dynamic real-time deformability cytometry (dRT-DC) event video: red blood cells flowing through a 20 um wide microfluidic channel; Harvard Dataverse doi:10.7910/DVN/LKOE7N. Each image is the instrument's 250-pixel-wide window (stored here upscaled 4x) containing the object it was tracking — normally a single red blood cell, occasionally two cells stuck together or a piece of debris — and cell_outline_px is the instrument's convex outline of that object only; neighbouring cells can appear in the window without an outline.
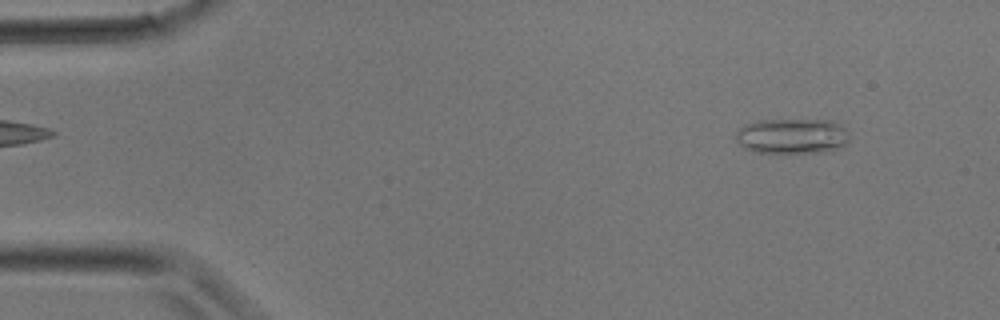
{"species": "common noctule bat (a hibernating species)", "species_latin": "Nyctalus noctula", "temperature_condition": "room temperature", "stored_images_in_passage": 32, "camera_frame_rate_fps": 3000, "um_per_image_px": 0.085, "animal": {"sex": "male", "body_mass_g": 17.9}, "frame": {"image": 1, "passage_image": 3, "time_ms": 0.667, "image_size_px": [1000, 320], "cell_outline_px": [[848, 140], [840, 148], [820, 152], [756, 152], [744, 148], [736, 140], [736, 132], [744, 124], [760, 120], [832, 120], [840, 124], [848, 132]], "centroid_in_image_um": [67.32, 11.55], "position_along_channel_um": 17.7, "area_um2": 23.24}}
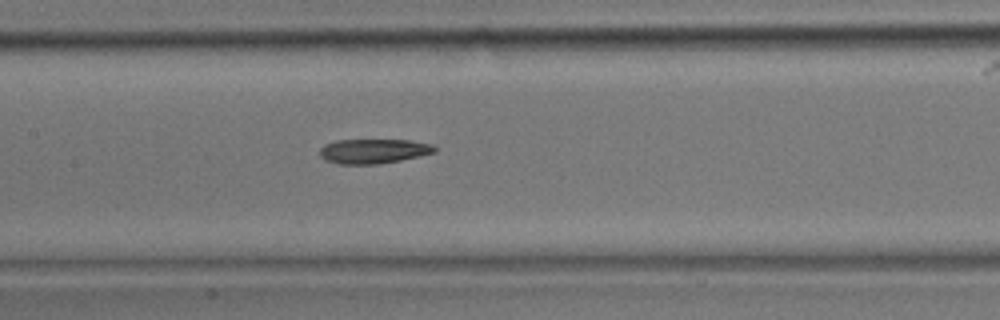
{"frame": {"image": 2, "passage_image": 15, "time_ms": 4.667, "image_size_px": [1000, 320], "cell_outline_px": [[436, 152], [420, 156], [380, 164], [336, 164], [324, 160], [320, 156], [320, 148], [324, 144], [336, 140], [408, 140], [432, 144], [436, 148]], "centroid_in_image_um": [31.72, 12.85], "position_along_channel_um": 175.7, "area_um2": 16.59}}
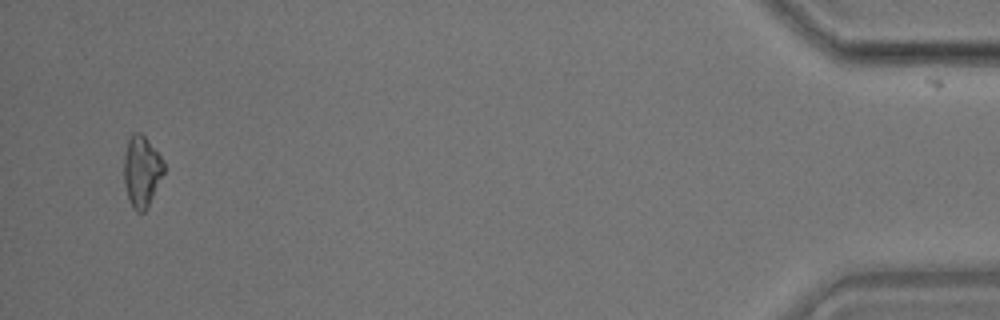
{"frame": {"image": 3, "passage_image": 31, "time_ms": 10.0, "image_size_px": [1000, 320], "cell_outline_px": [[164, 172], [148, 208], [144, 212], [136, 212], [132, 208], [128, 200], [124, 184], [124, 156], [128, 140], [132, 132], [140, 132], [148, 140], [164, 160]], "centroid_in_image_um": [12.04, 14.58], "position_along_channel_um": 423.2, "area_um2": 16.76}}